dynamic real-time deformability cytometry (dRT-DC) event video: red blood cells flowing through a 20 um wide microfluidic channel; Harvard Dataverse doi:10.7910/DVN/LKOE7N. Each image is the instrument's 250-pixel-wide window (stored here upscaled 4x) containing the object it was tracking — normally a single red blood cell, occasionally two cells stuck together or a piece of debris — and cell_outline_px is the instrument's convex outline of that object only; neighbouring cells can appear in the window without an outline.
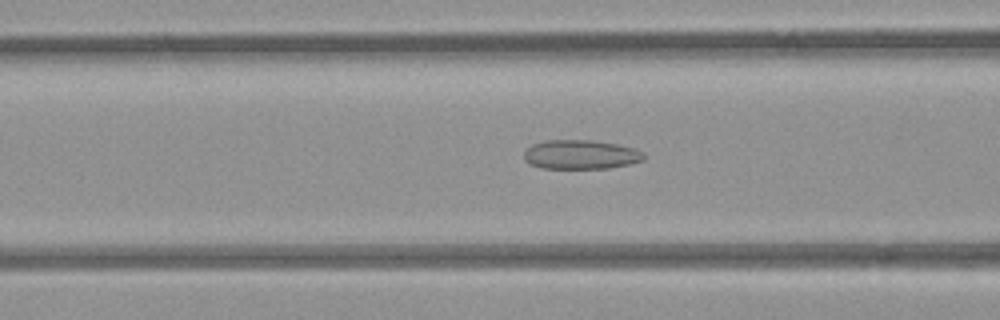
{"species": "common noctule bat (a hibernating species)", "species_latin": "Nyctalus noctula", "temperature_condition": "room temperature", "stored_images_in_passage": 53, "camera_frame_rate_fps": 3000, "um_per_image_px": 0.085, "animal": {"sex": "female", "body_mass_g": 21.9}, "frame": {"image": 1, "passage_image": 20, "time_ms": 6.333, "image_size_px": [1000, 320], "cell_outline_px": [[644, 160], [628, 164], [608, 168], [544, 168], [528, 164], [524, 160], [524, 152], [532, 144], [548, 140], [592, 140], [616, 144], [632, 148], [644, 152]], "centroid_in_image_um": [49.34, 13.14], "position_along_channel_um": 117.3, "area_um2": 20.29}}
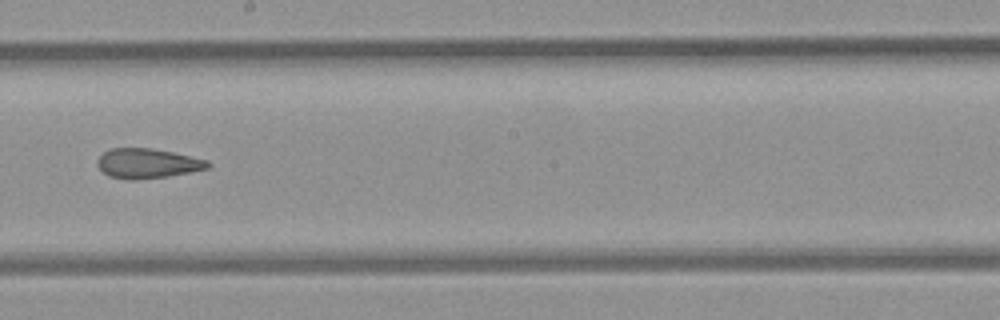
{"frame": {"image": 2, "passage_image": 29, "time_ms": 9.333, "image_size_px": [1000, 320], "cell_outline_px": [[212, 164], [208, 168], [168, 176], [132, 180], [128, 180], [108, 176], [96, 164], [96, 160], [104, 152], [112, 148], [152, 148], [172, 152], [208, 160]], "centroid_in_image_um": [12.52, 13.89], "position_along_channel_um": 235.7, "area_um2": 19.07}}
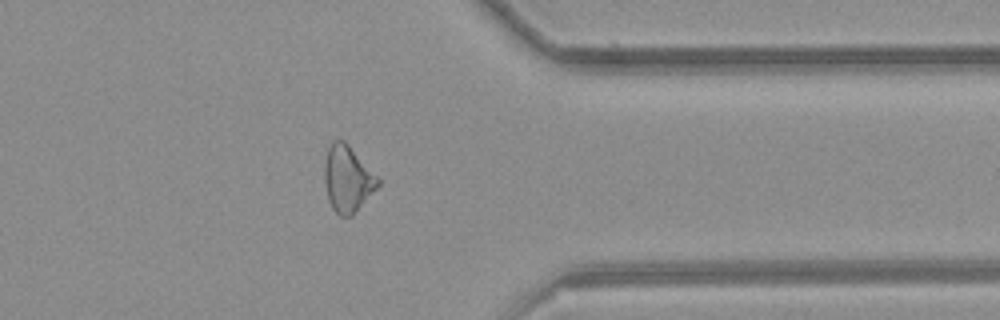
{"frame": {"image": 3, "passage_image": 41, "time_ms": 13.333, "image_size_px": [1000, 320], "cell_outline_px": [[380, 184], [352, 216], [340, 216], [332, 208], [328, 200], [324, 180], [324, 164], [328, 148], [332, 140], [344, 140], [348, 144], [380, 180]], "centroid_in_image_um": [29.52, 15.21], "position_along_channel_um": 381.9, "area_um2": 20.46}}